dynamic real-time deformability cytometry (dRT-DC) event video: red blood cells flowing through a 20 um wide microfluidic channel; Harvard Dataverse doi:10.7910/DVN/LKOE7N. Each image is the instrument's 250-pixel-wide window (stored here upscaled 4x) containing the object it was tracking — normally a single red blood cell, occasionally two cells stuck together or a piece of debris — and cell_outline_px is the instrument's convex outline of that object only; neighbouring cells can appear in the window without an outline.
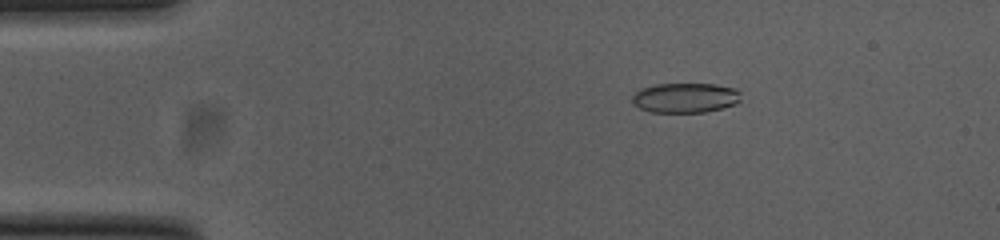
{"species": "common noctule bat (a hibernating species)", "species_latin": "Nyctalus noctula", "temperature_condition": "cold", "stored_images_in_passage": 53, "camera_frame_rate_fps": 3000, "um_per_image_px": 0.085, "animal": {"sex": "female", "body_mass_g": 23.0, "forearm_length_mm": 53.4}, "frame": {"image": 1, "passage_image": 9, "time_ms": 2.667, "image_size_px": [1000, 240], "cell_outline_px": [[740, 100], [736, 104], [704, 112], [652, 112], [640, 108], [632, 104], [632, 96], [640, 88], [656, 84], [716, 84], [736, 88], [740, 92]], "centroid_in_image_um": [58.24, 8.3], "position_along_channel_um": 26.8, "area_um2": 18.96}}
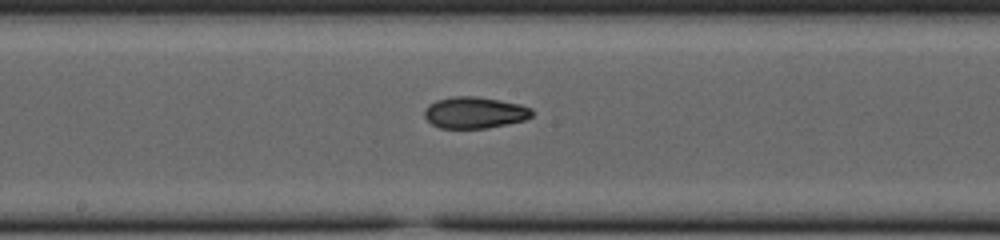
{"frame": {"image": 2, "passage_image": 28, "time_ms": 9.0, "image_size_px": [1000, 240], "cell_outline_px": [[532, 116], [524, 120], [488, 128], [440, 128], [432, 124], [424, 116], [424, 108], [428, 104], [436, 100], [452, 96], [476, 96], [500, 100], [520, 104], [532, 108]], "centroid_in_image_um": [40.32, 9.56], "position_along_channel_um": 207.9, "area_um2": 19.83}}
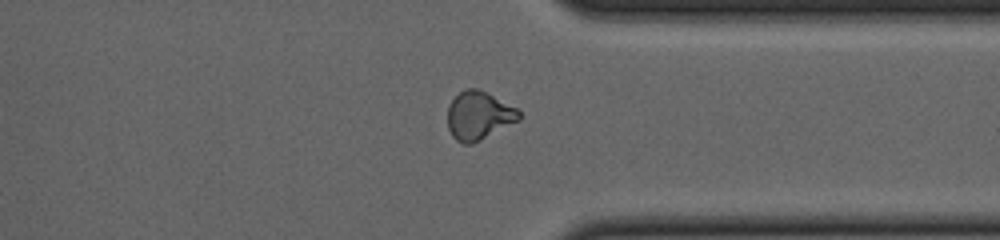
{"frame": {"image": 3, "passage_image": 41, "time_ms": 13.333, "image_size_px": [1000, 240], "cell_outline_px": [[520, 120], [472, 144], [464, 144], [456, 140], [452, 136], [448, 128], [448, 104], [464, 88], [476, 88], [520, 108]], "centroid_in_image_um": [40.71, 9.82], "position_along_channel_um": 370.7, "area_um2": 20.23}, "authors_computed_cell_mechanics": {"area_um2": 19.7098, "velocity_mm_per_s": 3.8157, "shape_relaxation_time_tau1_ms": null, "shape_relaxation_time_tau2_ms": 3.9155, "deformation_change_tau1": null, "deformation_change_tau2": 0.0711}}